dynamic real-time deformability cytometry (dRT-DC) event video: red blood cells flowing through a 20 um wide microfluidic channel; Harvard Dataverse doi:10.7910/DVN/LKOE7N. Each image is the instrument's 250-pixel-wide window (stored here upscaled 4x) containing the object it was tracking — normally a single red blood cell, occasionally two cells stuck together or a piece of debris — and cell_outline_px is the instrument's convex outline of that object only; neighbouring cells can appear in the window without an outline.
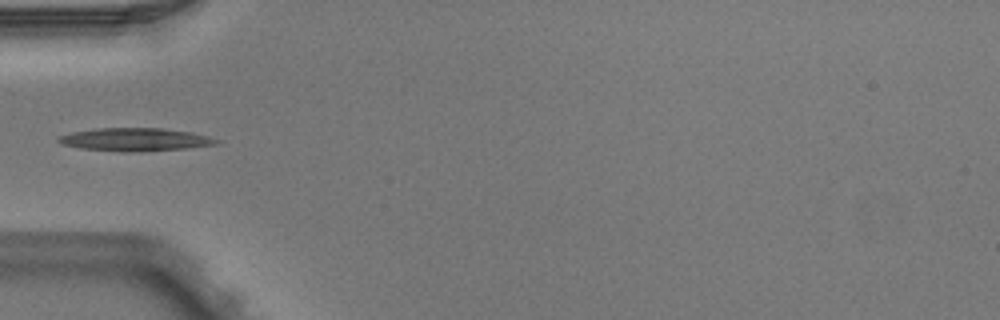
{"species": "Egyptian fruit bat (a non-hibernating species)", "species_latin": "Rousettus aegyptiacus", "temperature_condition": "warm", "stored_images_in_passage": 1, "camera_frame_rate_fps": 3000, "um_per_image_px": 0.085, "animal": {"sex": "male"}, "frame": {"image": 1, "passage_image": 1, "time_ms": 0.0, "image_size_px": [1000, 320], "cell_outline_px": [[220, 140], [216, 144], [188, 148], [128, 152], [80, 148], [64, 144], [56, 140], [56, 136], [72, 132], [96, 128], [164, 128], [192, 132], [208, 136]], "centroid_in_image_um": [11.47, 11.85], "position_along_channel_um": 73.5, "area_um2": 21.1}}